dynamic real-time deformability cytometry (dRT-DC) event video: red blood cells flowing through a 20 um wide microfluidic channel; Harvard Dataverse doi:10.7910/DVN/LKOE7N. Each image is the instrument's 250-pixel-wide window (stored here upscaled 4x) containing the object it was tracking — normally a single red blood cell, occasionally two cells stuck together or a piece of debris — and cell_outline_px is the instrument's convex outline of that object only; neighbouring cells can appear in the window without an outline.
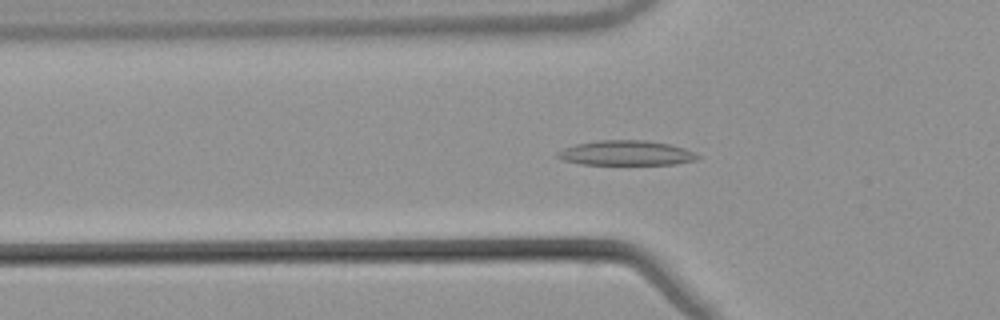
{"species": "common noctule bat (a hibernating species)", "species_latin": "Nyctalus noctula", "temperature_condition": "warm", "stored_images_in_passage": 27, "camera_frame_rate_fps": 3000, "um_per_image_px": 0.085, "animal": {"sex": "male", "body_mass_g": 21.5, "forearm_length_mm": 52.0}, "frame": {"image": 1, "passage_image": 15, "time_ms": 4.667, "image_size_px": [1000, 320], "cell_outline_px": [[700, 160], [676, 164], [580, 164], [564, 160], [556, 156], [556, 152], [564, 148], [576, 144], [600, 140], [648, 140], [668, 144], [684, 148], [700, 156]], "centroid_in_image_um": [53.24, 13.01], "position_along_channel_um": 72.6, "area_um2": 20.23}}
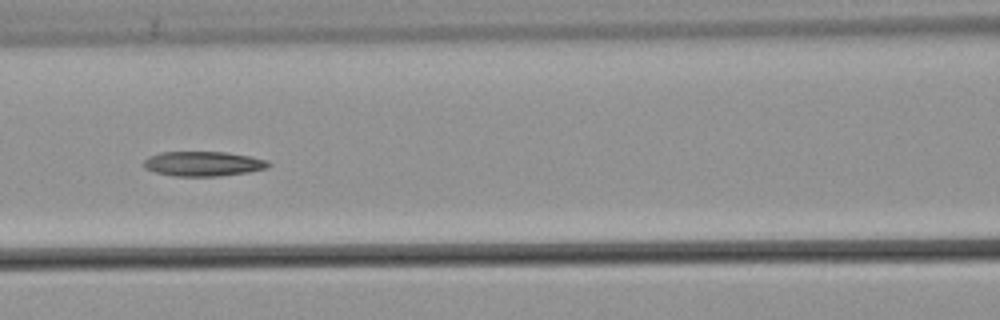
{"frame": {"image": 2, "passage_image": 21, "time_ms": 6.667, "image_size_px": [1000, 320], "cell_outline_px": [[272, 164], [268, 168], [248, 172], [220, 176], [172, 176], [156, 172], [144, 168], [144, 160], [148, 156], [160, 152], [228, 152], [252, 156], [268, 160]], "centroid_in_image_um": [17.31, 13.91], "position_along_channel_um": 149.3, "area_um2": 18.21}}
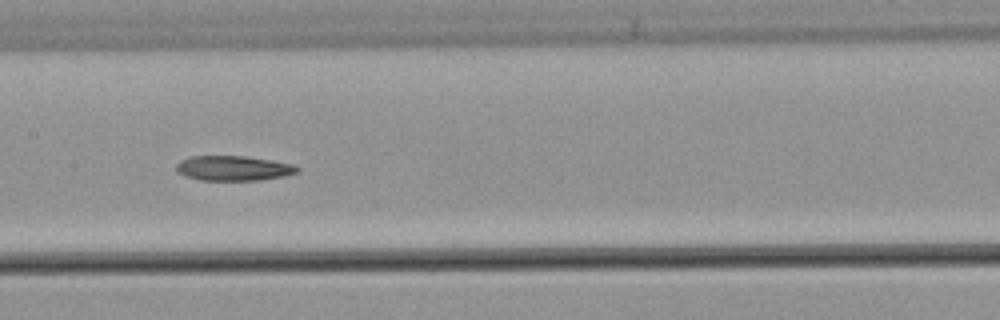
{"frame": {"image": 3, "passage_image": 24, "time_ms": 7.667, "image_size_px": [1000, 320], "cell_outline_px": [[300, 168], [296, 172], [284, 176], [260, 180], [200, 180], [184, 176], [176, 172], [176, 164], [180, 160], [188, 156], [244, 156], [272, 160], [292, 164]], "centroid_in_image_um": [19.78, 14.29], "position_along_channel_um": 187.6, "area_um2": 17.63}}